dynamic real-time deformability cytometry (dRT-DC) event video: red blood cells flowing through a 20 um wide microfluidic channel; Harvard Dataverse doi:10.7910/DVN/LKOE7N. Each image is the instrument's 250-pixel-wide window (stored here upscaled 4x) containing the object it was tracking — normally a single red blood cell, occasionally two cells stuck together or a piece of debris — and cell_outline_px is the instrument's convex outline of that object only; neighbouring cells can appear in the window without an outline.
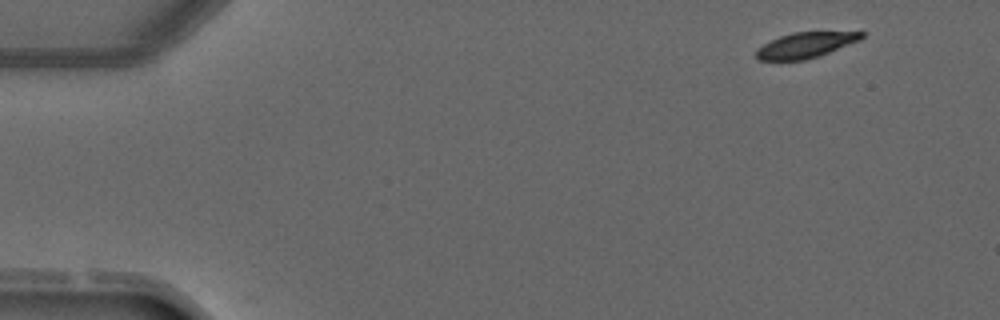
{"species": "common noctule bat (a hibernating species)", "species_latin": "Nyctalus noctula", "temperature_condition": "warm", "stored_images_in_passage": 3, "camera_frame_rate_fps": 3000, "um_per_image_px": 0.085, "animal": {"sex": "male", "forearm_length_mm": 52.5}, "frame": {"image": 1, "passage_image": 1, "time_ms": 0.0, "image_size_px": [1000, 320], "cell_outline_px": [[864, 36], [860, 40], [828, 52], [804, 60], [756, 60], [756, 48], [780, 36], [792, 32], [864, 32]], "centroid_in_image_um": [68.43, 3.83], "position_along_channel_um": 16.6, "area_um2": 15.37}}